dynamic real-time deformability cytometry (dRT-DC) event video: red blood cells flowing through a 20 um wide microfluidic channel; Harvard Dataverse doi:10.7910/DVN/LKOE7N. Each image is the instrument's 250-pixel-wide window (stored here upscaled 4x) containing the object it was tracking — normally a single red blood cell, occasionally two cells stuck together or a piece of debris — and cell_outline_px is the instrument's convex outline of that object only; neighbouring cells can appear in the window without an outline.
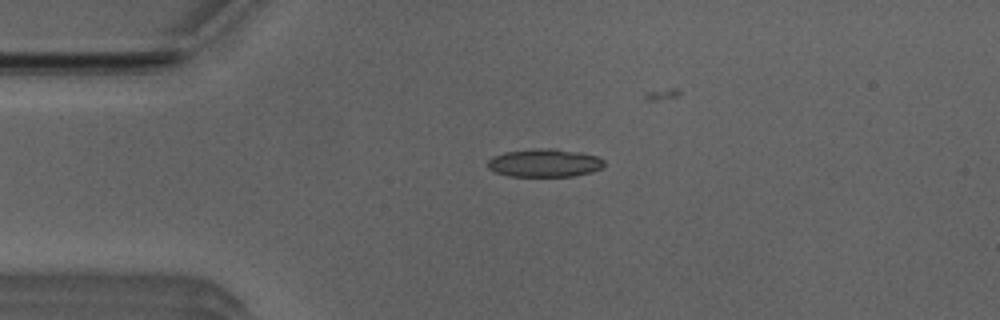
{"species": "Egyptian fruit bat (a non-hibernating species)", "species_latin": "Rousettus aegyptiacus", "temperature_condition": "room temperature", "stored_images_in_passage": 29, "camera_frame_rate_fps": 3000, "um_per_image_px": 0.085, "animal": {"sex": "male"}, "frame": {"image": 1, "passage_image": 1, "time_ms": 0.0, "image_size_px": [1000, 320], "cell_outline_px": [[604, 164], [600, 168], [592, 172], [576, 176], [508, 176], [496, 172], [488, 168], [488, 160], [492, 156], [504, 152], [540, 148], [556, 148], [580, 152], [596, 156], [604, 160]], "centroid_in_image_um": [46.28, 13.84], "position_along_channel_um": 38.7, "area_um2": 19.13}}
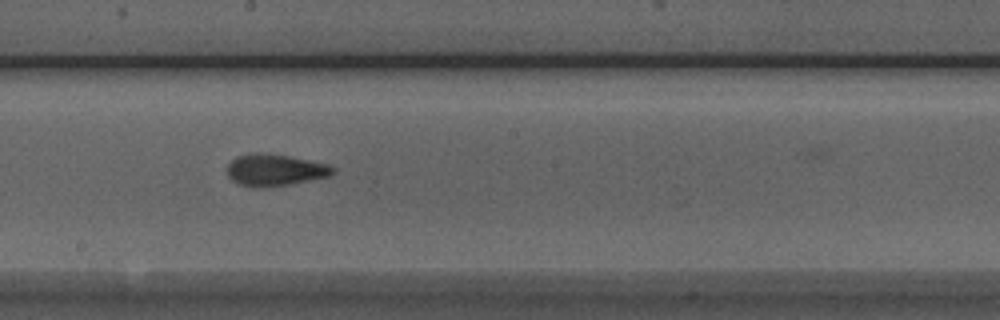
{"frame": {"image": 2, "passage_image": 17, "time_ms": 5.333, "image_size_px": [1000, 320], "cell_outline_px": [[336, 172], [332, 176], [288, 184], [264, 188], [256, 188], [236, 184], [228, 176], [228, 164], [236, 156], [256, 152], [260, 152], [288, 156], [328, 164], [336, 168]], "centroid_in_image_um": [23.37, 14.46], "position_along_channel_um": 224.8, "area_um2": 19.77}}
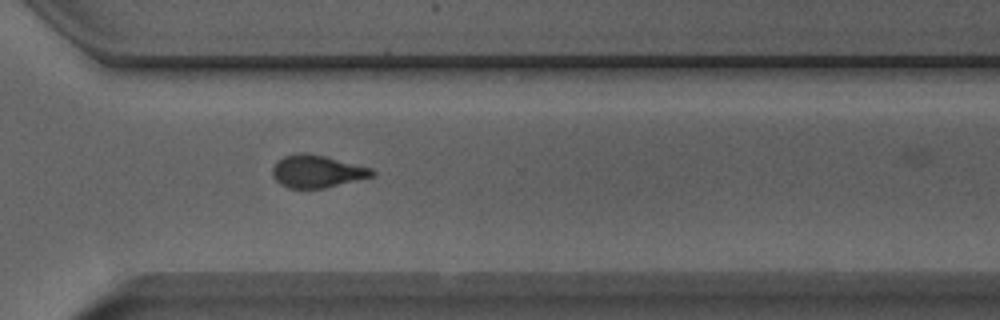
{"frame": {"image": 3, "passage_image": 26, "time_ms": 8.333, "image_size_px": [1000, 320], "cell_outline_px": [[376, 176], [324, 188], [288, 188], [280, 184], [272, 176], [272, 168], [284, 156], [296, 152], [304, 152], [324, 156], [372, 168], [376, 172]], "centroid_in_image_um": [26.97, 14.57], "position_along_channel_um": 343.6, "area_um2": 18.9}}